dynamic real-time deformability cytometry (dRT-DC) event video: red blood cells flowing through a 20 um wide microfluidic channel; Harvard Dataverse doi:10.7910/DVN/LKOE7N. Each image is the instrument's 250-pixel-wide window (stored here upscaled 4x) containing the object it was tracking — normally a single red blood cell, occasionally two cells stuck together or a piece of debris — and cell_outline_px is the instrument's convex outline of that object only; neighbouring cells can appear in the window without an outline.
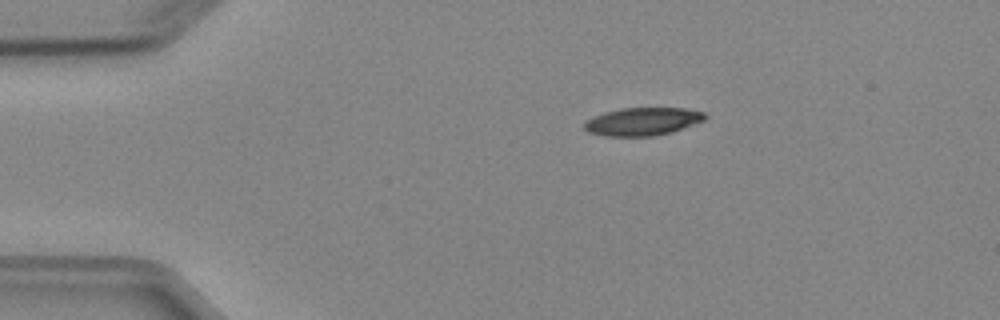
{"species": "Egyptian fruit bat (a non-hibernating species)", "species_latin": "Rousettus aegyptiacus", "temperature_condition": "cold", "stored_images_in_passage": 43, "camera_frame_rate_fps": 3000, "um_per_image_px": 0.085, "animal": {"sex": "female"}, "frame": {"image": 1, "passage_image": 1, "time_ms": 0.0, "image_size_px": [1000, 320], "cell_outline_px": [[708, 116], [704, 120], [672, 132], [656, 136], [608, 136], [588, 132], [584, 128], [584, 124], [588, 120], [604, 112], [624, 108], [684, 108], [704, 112]], "centroid_in_image_um": [54.65, 10.33], "position_along_channel_um": 30.3, "area_um2": 19.48}}
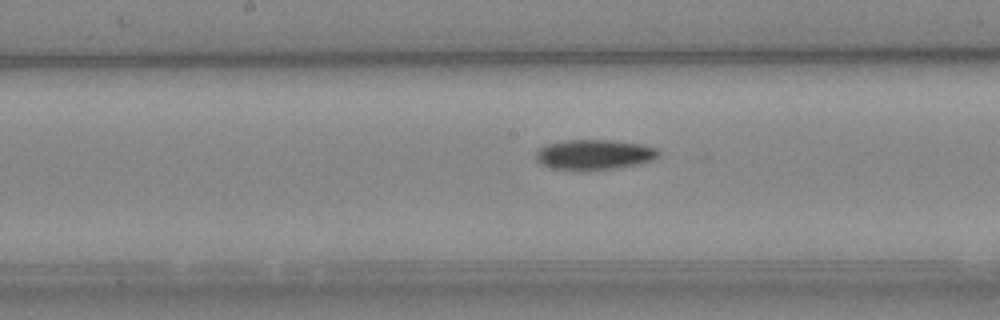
{"frame": {"image": 2, "passage_image": 18, "time_ms": 5.667, "image_size_px": [1000, 320], "cell_outline_px": [[660, 156], [652, 160], [640, 164], [616, 168], [588, 172], [576, 172], [552, 168], [540, 164], [536, 160], [536, 152], [544, 144], [564, 140], [612, 140], [644, 144], [660, 148]], "centroid_in_image_um": [50.52, 13.16], "position_along_channel_um": 197.7, "area_um2": 22.48}}
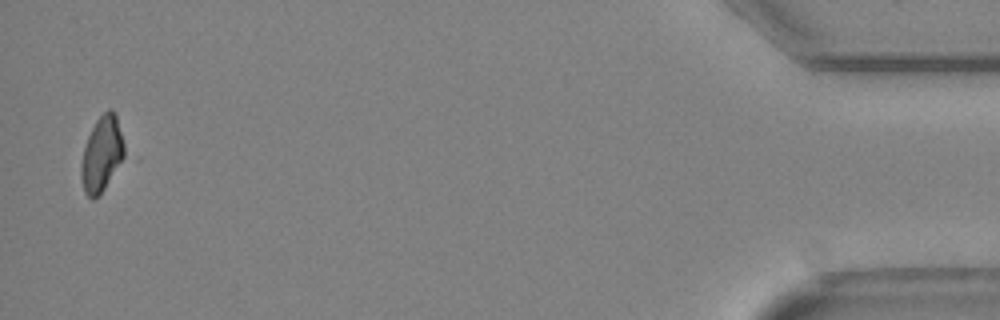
{"frame": {"image": 3, "passage_image": 42, "time_ms": 13.667, "image_size_px": [1000, 320], "cell_outline_px": [[124, 160], [104, 188], [92, 200], [84, 192], [80, 176], [80, 164], [84, 148], [88, 136], [96, 120], [108, 108], [112, 108], [116, 116], [124, 144]], "centroid_in_image_um": [8.64, 13.09], "position_along_channel_um": 426.6, "area_um2": 18.84}, "authors_computed_cell_mechanics": {"area_um2": 20.6346, "velocity_mm_per_s": 3.926, "shape_relaxation_time_tau1_ms": null, "shape_relaxation_time_tau2_ms": 7.4205, "deformation_change_tau1": null, "deformation_change_tau2": 0.1286}}